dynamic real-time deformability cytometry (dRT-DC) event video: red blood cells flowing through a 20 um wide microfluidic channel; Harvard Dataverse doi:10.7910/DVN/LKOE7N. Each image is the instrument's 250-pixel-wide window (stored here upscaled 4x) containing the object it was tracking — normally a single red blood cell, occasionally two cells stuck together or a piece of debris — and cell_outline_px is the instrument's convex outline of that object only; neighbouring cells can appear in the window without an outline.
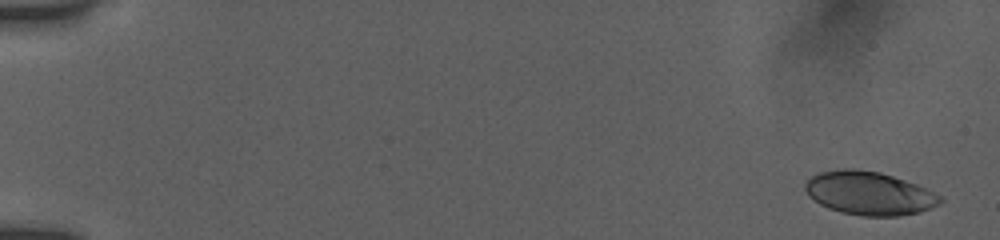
{"species": "human", "species_latin": "Homo sapiens", "temperature_condition": "room temperature", "stored_images_in_passage": 13, "camera_frame_rate_fps": 3000, "um_per_image_px": 0.085, "donor": {"sex": "female"}, "frame": {"image": 1, "passage_image": 1, "time_ms": 0.0, "image_size_px": [1000, 240], "cell_outline_px": [[944, 200], [940, 204], [920, 212], [896, 216], [860, 216], [840, 212], [828, 208], [820, 204], [808, 196], [804, 188], [804, 184], [812, 176], [820, 172], [844, 168], [852, 168], [880, 172], [916, 184], [944, 196]], "centroid_in_image_um": [73.89, 16.43], "position_along_channel_um": 11.1, "area_um2": 34.33}}
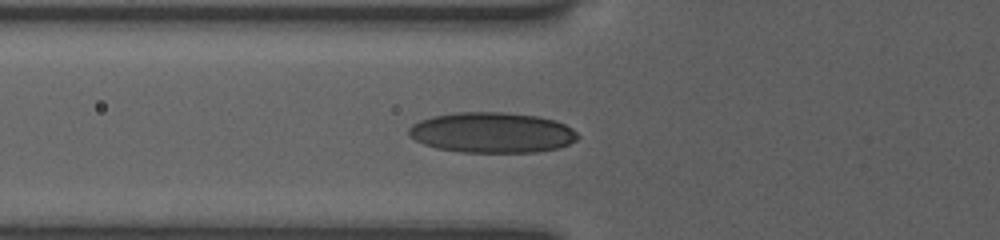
{"frame": {"image": 2, "passage_image": 10, "time_ms": 6.333, "image_size_px": [1000, 240], "cell_outline_px": [[580, 136], [576, 140], [560, 148], [536, 152], [460, 152], [436, 148], [424, 144], [408, 136], [408, 128], [412, 124], [420, 120], [432, 116], [456, 112], [504, 112], [540, 116], [556, 120], [572, 128]], "centroid_in_image_um": [41.82, 11.26], "position_along_channel_um": 84.0, "area_um2": 40.17}}
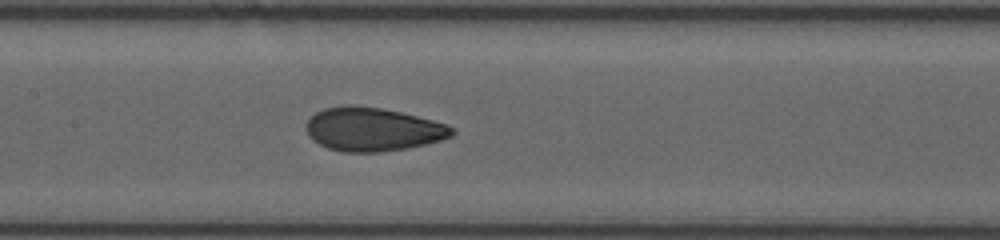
{"frame": {"image": 3, "passage_image": 13, "time_ms": 8.667, "image_size_px": [1000, 240], "cell_outline_px": [[456, 132], [452, 136], [440, 140], [408, 148], [380, 152], [344, 152], [328, 148], [312, 140], [308, 136], [308, 120], [316, 112], [324, 108], [344, 104], [352, 104], [384, 108], [432, 120], [456, 128]], "centroid_in_image_um": [31.69, 10.98], "position_along_channel_um": 175.7, "area_um2": 37.05}}